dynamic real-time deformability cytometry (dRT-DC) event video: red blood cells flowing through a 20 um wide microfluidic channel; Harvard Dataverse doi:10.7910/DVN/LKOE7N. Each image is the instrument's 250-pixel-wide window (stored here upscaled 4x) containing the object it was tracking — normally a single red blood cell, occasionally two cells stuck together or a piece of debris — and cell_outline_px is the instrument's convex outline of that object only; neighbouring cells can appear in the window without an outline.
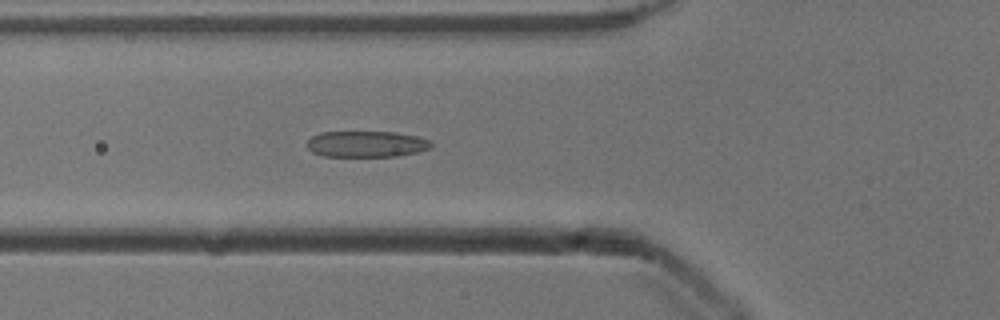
{"species": "common noctule bat (a hibernating species)", "species_latin": "Nyctalus noctula", "temperature_condition": "cold", "stored_images_in_passage": 14, "camera_frame_rate_fps": 3000, "um_per_image_px": 0.085, "animal": {"sex": "male", "body_mass_g": 13.3}, "frame": {"image": 1, "passage_image": 7, "time_ms": 2.0, "image_size_px": [1000, 320], "cell_outline_px": [[432, 148], [400, 156], [324, 156], [312, 152], [304, 144], [312, 136], [320, 132], [396, 132], [416, 136], [432, 140]], "centroid_in_image_um": [31.15, 12.24], "position_along_channel_um": 94.7, "area_um2": 19.07}}
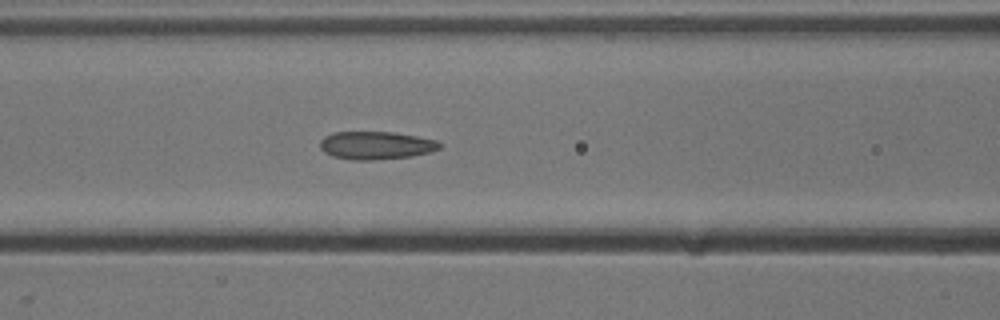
{"frame": {"image": 2, "passage_image": 10, "time_ms": 3.0, "image_size_px": [1000, 320], "cell_outline_px": [[440, 148], [432, 152], [412, 156], [372, 160], [352, 160], [332, 156], [324, 152], [320, 148], [320, 140], [324, 136], [332, 132], [392, 132], [416, 136], [436, 140], [440, 144]], "centroid_in_image_um": [31.93, 12.36], "position_along_channel_um": 134.7, "area_um2": 19.54}}